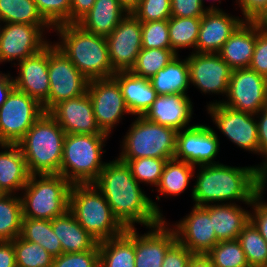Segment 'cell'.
I'll return each instance as SVG.
<instances>
[{"mask_svg":"<svg viewBox=\"0 0 267 267\" xmlns=\"http://www.w3.org/2000/svg\"><path fill=\"white\" fill-rule=\"evenodd\" d=\"M256 44V25L244 21L224 43L219 56L234 70L249 68Z\"/></svg>","mask_w":267,"mask_h":267,"instance_id":"cell-26","label":"cell"},{"mask_svg":"<svg viewBox=\"0 0 267 267\" xmlns=\"http://www.w3.org/2000/svg\"><path fill=\"white\" fill-rule=\"evenodd\" d=\"M12 242L17 267H52L54 257L39 244L19 236Z\"/></svg>","mask_w":267,"mask_h":267,"instance_id":"cell-39","label":"cell"},{"mask_svg":"<svg viewBox=\"0 0 267 267\" xmlns=\"http://www.w3.org/2000/svg\"><path fill=\"white\" fill-rule=\"evenodd\" d=\"M19 237L39 244L54 258L63 253L61 242L53 232L51 220L23 218Z\"/></svg>","mask_w":267,"mask_h":267,"instance_id":"cell-33","label":"cell"},{"mask_svg":"<svg viewBox=\"0 0 267 267\" xmlns=\"http://www.w3.org/2000/svg\"><path fill=\"white\" fill-rule=\"evenodd\" d=\"M42 18L52 27L70 23L71 0H34Z\"/></svg>","mask_w":267,"mask_h":267,"instance_id":"cell-42","label":"cell"},{"mask_svg":"<svg viewBox=\"0 0 267 267\" xmlns=\"http://www.w3.org/2000/svg\"><path fill=\"white\" fill-rule=\"evenodd\" d=\"M206 11L200 0H171V17H202Z\"/></svg>","mask_w":267,"mask_h":267,"instance_id":"cell-48","label":"cell"},{"mask_svg":"<svg viewBox=\"0 0 267 267\" xmlns=\"http://www.w3.org/2000/svg\"><path fill=\"white\" fill-rule=\"evenodd\" d=\"M14 79L10 72L3 73L0 71V106L6 101L7 96L14 88Z\"/></svg>","mask_w":267,"mask_h":267,"instance_id":"cell-54","label":"cell"},{"mask_svg":"<svg viewBox=\"0 0 267 267\" xmlns=\"http://www.w3.org/2000/svg\"><path fill=\"white\" fill-rule=\"evenodd\" d=\"M94 3L95 0H71L70 23H77Z\"/></svg>","mask_w":267,"mask_h":267,"instance_id":"cell-52","label":"cell"},{"mask_svg":"<svg viewBox=\"0 0 267 267\" xmlns=\"http://www.w3.org/2000/svg\"><path fill=\"white\" fill-rule=\"evenodd\" d=\"M0 267H17L12 241H0Z\"/></svg>","mask_w":267,"mask_h":267,"instance_id":"cell-53","label":"cell"},{"mask_svg":"<svg viewBox=\"0 0 267 267\" xmlns=\"http://www.w3.org/2000/svg\"><path fill=\"white\" fill-rule=\"evenodd\" d=\"M52 267H99V246L77 253H62L53 259Z\"/></svg>","mask_w":267,"mask_h":267,"instance_id":"cell-45","label":"cell"},{"mask_svg":"<svg viewBox=\"0 0 267 267\" xmlns=\"http://www.w3.org/2000/svg\"><path fill=\"white\" fill-rule=\"evenodd\" d=\"M107 134H66L60 175L71 184L93 183L104 168Z\"/></svg>","mask_w":267,"mask_h":267,"instance_id":"cell-6","label":"cell"},{"mask_svg":"<svg viewBox=\"0 0 267 267\" xmlns=\"http://www.w3.org/2000/svg\"><path fill=\"white\" fill-rule=\"evenodd\" d=\"M112 77L118 82L131 115L143 116L157 97L150 80L130 71H118Z\"/></svg>","mask_w":267,"mask_h":267,"instance_id":"cell-24","label":"cell"},{"mask_svg":"<svg viewBox=\"0 0 267 267\" xmlns=\"http://www.w3.org/2000/svg\"><path fill=\"white\" fill-rule=\"evenodd\" d=\"M148 229L140 234L135 228V267H162L166 252L177 242L175 232L166 218Z\"/></svg>","mask_w":267,"mask_h":267,"instance_id":"cell-20","label":"cell"},{"mask_svg":"<svg viewBox=\"0 0 267 267\" xmlns=\"http://www.w3.org/2000/svg\"><path fill=\"white\" fill-rule=\"evenodd\" d=\"M249 69L267 78V33L256 27V44Z\"/></svg>","mask_w":267,"mask_h":267,"instance_id":"cell-46","label":"cell"},{"mask_svg":"<svg viewBox=\"0 0 267 267\" xmlns=\"http://www.w3.org/2000/svg\"><path fill=\"white\" fill-rule=\"evenodd\" d=\"M214 267H249L237 239L219 241L207 254Z\"/></svg>","mask_w":267,"mask_h":267,"instance_id":"cell-40","label":"cell"},{"mask_svg":"<svg viewBox=\"0 0 267 267\" xmlns=\"http://www.w3.org/2000/svg\"><path fill=\"white\" fill-rule=\"evenodd\" d=\"M194 255L188 248L176 242L166 252L162 267H189Z\"/></svg>","mask_w":267,"mask_h":267,"instance_id":"cell-49","label":"cell"},{"mask_svg":"<svg viewBox=\"0 0 267 267\" xmlns=\"http://www.w3.org/2000/svg\"><path fill=\"white\" fill-rule=\"evenodd\" d=\"M217 129L240 149L259 155L258 126L254 114L220 104L206 107Z\"/></svg>","mask_w":267,"mask_h":267,"instance_id":"cell-14","label":"cell"},{"mask_svg":"<svg viewBox=\"0 0 267 267\" xmlns=\"http://www.w3.org/2000/svg\"><path fill=\"white\" fill-rule=\"evenodd\" d=\"M200 1L202 2L203 7L206 8L207 10H222L221 8H219V6H216V5H214V4H213V5L211 4V5L205 7V4H204L205 1H204V0H200ZM211 1H212V0H211ZM216 1H218V3L221 4V1H222V0H213L214 3H215Z\"/></svg>","mask_w":267,"mask_h":267,"instance_id":"cell-59","label":"cell"},{"mask_svg":"<svg viewBox=\"0 0 267 267\" xmlns=\"http://www.w3.org/2000/svg\"><path fill=\"white\" fill-rule=\"evenodd\" d=\"M0 187L6 194H16L26 186L30 173L17 144H0Z\"/></svg>","mask_w":267,"mask_h":267,"instance_id":"cell-25","label":"cell"},{"mask_svg":"<svg viewBox=\"0 0 267 267\" xmlns=\"http://www.w3.org/2000/svg\"><path fill=\"white\" fill-rule=\"evenodd\" d=\"M51 224L54 234L61 242L63 253L92 250L98 244L69 210L64 215L53 218Z\"/></svg>","mask_w":267,"mask_h":267,"instance_id":"cell-29","label":"cell"},{"mask_svg":"<svg viewBox=\"0 0 267 267\" xmlns=\"http://www.w3.org/2000/svg\"><path fill=\"white\" fill-rule=\"evenodd\" d=\"M118 1L128 11V13H132V11L139 5L141 0H118Z\"/></svg>","mask_w":267,"mask_h":267,"instance_id":"cell-57","label":"cell"},{"mask_svg":"<svg viewBox=\"0 0 267 267\" xmlns=\"http://www.w3.org/2000/svg\"><path fill=\"white\" fill-rule=\"evenodd\" d=\"M127 14L118 0H95L93 7L77 24L90 33L106 37Z\"/></svg>","mask_w":267,"mask_h":267,"instance_id":"cell-27","label":"cell"},{"mask_svg":"<svg viewBox=\"0 0 267 267\" xmlns=\"http://www.w3.org/2000/svg\"><path fill=\"white\" fill-rule=\"evenodd\" d=\"M49 25L39 14L34 0H0V24Z\"/></svg>","mask_w":267,"mask_h":267,"instance_id":"cell-36","label":"cell"},{"mask_svg":"<svg viewBox=\"0 0 267 267\" xmlns=\"http://www.w3.org/2000/svg\"><path fill=\"white\" fill-rule=\"evenodd\" d=\"M176 56L177 54L172 49H142L130 72L150 79Z\"/></svg>","mask_w":267,"mask_h":267,"instance_id":"cell-38","label":"cell"},{"mask_svg":"<svg viewBox=\"0 0 267 267\" xmlns=\"http://www.w3.org/2000/svg\"><path fill=\"white\" fill-rule=\"evenodd\" d=\"M261 171V187L262 189L267 188V162L266 164L260 169ZM266 187V188H265Z\"/></svg>","mask_w":267,"mask_h":267,"instance_id":"cell-58","label":"cell"},{"mask_svg":"<svg viewBox=\"0 0 267 267\" xmlns=\"http://www.w3.org/2000/svg\"><path fill=\"white\" fill-rule=\"evenodd\" d=\"M209 215L218 241L237 239L250 221V211L239 204H211Z\"/></svg>","mask_w":267,"mask_h":267,"instance_id":"cell-28","label":"cell"},{"mask_svg":"<svg viewBox=\"0 0 267 267\" xmlns=\"http://www.w3.org/2000/svg\"><path fill=\"white\" fill-rule=\"evenodd\" d=\"M226 97L211 101L206 107L222 103L237 111L255 115L267 107V78L249 68L234 69Z\"/></svg>","mask_w":267,"mask_h":267,"instance_id":"cell-12","label":"cell"},{"mask_svg":"<svg viewBox=\"0 0 267 267\" xmlns=\"http://www.w3.org/2000/svg\"><path fill=\"white\" fill-rule=\"evenodd\" d=\"M132 14L140 22L168 20L171 17V0H141Z\"/></svg>","mask_w":267,"mask_h":267,"instance_id":"cell-44","label":"cell"},{"mask_svg":"<svg viewBox=\"0 0 267 267\" xmlns=\"http://www.w3.org/2000/svg\"><path fill=\"white\" fill-rule=\"evenodd\" d=\"M178 131L156 124L143 116H135L122 139L120 160L158 158L171 160L175 156Z\"/></svg>","mask_w":267,"mask_h":267,"instance_id":"cell-8","label":"cell"},{"mask_svg":"<svg viewBox=\"0 0 267 267\" xmlns=\"http://www.w3.org/2000/svg\"><path fill=\"white\" fill-rule=\"evenodd\" d=\"M264 192L262 189L253 199L250 210V221L261 233L263 239L267 242V202L264 201Z\"/></svg>","mask_w":267,"mask_h":267,"instance_id":"cell-47","label":"cell"},{"mask_svg":"<svg viewBox=\"0 0 267 267\" xmlns=\"http://www.w3.org/2000/svg\"><path fill=\"white\" fill-rule=\"evenodd\" d=\"M243 22V18L223 10H207L201 17L196 53H218Z\"/></svg>","mask_w":267,"mask_h":267,"instance_id":"cell-22","label":"cell"},{"mask_svg":"<svg viewBox=\"0 0 267 267\" xmlns=\"http://www.w3.org/2000/svg\"><path fill=\"white\" fill-rule=\"evenodd\" d=\"M43 113L36 99L14 87L0 106V144H17Z\"/></svg>","mask_w":267,"mask_h":267,"instance_id":"cell-10","label":"cell"},{"mask_svg":"<svg viewBox=\"0 0 267 267\" xmlns=\"http://www.w3.org/2000/svg\"><path fill=\"white\" fill-rule=\"evenodd\" d=\"M190 84L203 94L222 95L226 98L233 69L218 53H189Z\"/></svg>","mask_w":267,"mask_h":267,"instance_id":"cell-15","label":"cell"},{"mask_svg":"<svg viewBox=\"0 0 267 267\" xmlns=\"http://www.w3.org/2000/svg\"><path fill=\"white\" fill-rule=\"evenodd\" d=\"M48 114L66 134H105L98 127L87 92L76 98L60 101Z\"/></svg>","mask_w":267,"mask_h":267,"instance_id":"cell-19","label":"cell"},{"mask_svg":"<svg viewBox=\"0 0 267 267\" xmlns=\"http://www.w3.org/2000/svg\"><path fill=\"white\" fill-rule=\"evenodd\" d=\"M53 31L60 40L53 43L87 79L110 78L116 73L104 36L90 33L77 23L62 24Z\"/></svg>","mask_w":267,"mask_h":267,"instance_id":"cell-3","label":"cell"},{"mask_svg":"<svg viewBox=\"0 0 267 267\" xmlns=\"http://www.w3.org/2000/svg\"><path fill=\"white\" fill-rule=\"evenodd\" d=\"M237 240L249 267H262L267 264V242L251 221L244 226Z\"/></svg>","mask_w":267,"mask_h":267,"instance_id":"cell-37","label":"cell"},{"mask_svg":"<svg viewBox=\"0 0 267 267\" xmlns=\"http://www.w3.org/2000/svg\"><path fill=\"white\" fill-rule=\"evenodd\" d=\"M18 75L13 77L14 86L36 99L41 105L49 98L48 45L40 52L15 63Z\"/></svg>","mask_w":267,"mask_h":267,"instance_id":"cell-21","label":"cell"},{"mask_svg":"<svg viewBox=\"0 0 267 267\" xmlns=\"http://www.w3.org/2000/svg\"><path fill=\"white\" fill-rule=\"evenodd\" d=\"M235 2L239 5L244 21H253L267 6V0H236Z\"/></svg>","mask_w":267,"mask_h":267,"instance_id":"cell-51","label":"cell"},{"mask_svg":"<svg viewBox=\"0 0 267 267\" xmlns=\"http://www.w3.org/2000/svg\"><path fill=\"white\" fill-rule=\"evenodd\" d=\"M142 49H171L168 20L141 22Z\"/></svg>","mask_w":267,"mask_h":267,"instance_id":"cell-43","label":"cell"},{"mask_svg":"<svg viewBox=\"0 0 267 267\" xmlns=\"http://www.w3.org/2000/svg\"><path fill=\"white\" fill-rule=\"evenodd\" d=\"M177 55L163 69L149 80L157 95L185 94L190 86L189 67L187 58Z\"/></svg>","mask_w":267,"mask_h":267,"instance_id":"cell-31","label":"cell"},{"mask_svg":"<svg viewBox=\"0 0 267 267\" xmlns=\"http://www.w3.org/2000/svg\"><path fill=\"white\" fill-rule=\"evenodd\" d=\"M252 22L256 25L259 31L267 33V6L256 16Z\"/></svg>","mask_w":267,"mask_h":267,"instance_id":"cell-55","label":"cell"},{"mask_svg":"<svg viewBox=\"0 0 267 267\" xmlns=\"http://www.w3.org/2000/svg\"><path fill=\"white\" fill-rule=\"evenodd\" d=\"M72 184L60 174L30 175L20 195L23 218L52 220L69 210Z\"/></svg>","mask_w":267,"mask_h":267,"instance_id":"cell-7","label":"cell"},{"mask_svg":"<svg viewBox=\"0 0 267 267\" xmlns=\"http://www.w3.org/2000/svg\"><path fill=\"white\" fill-rule=\"evenodd\" d=\"M141 22L128 13L106 36L111 67L115 72L130 71L142 50Z\"/></svg>","mask_w":267,"mask_h":267,"instance_id":"cell-17","label":"cell"},{"mask_svg":"<svg viewBox=\"0 0 267 267\" xmlns=\"http://www.w3.org/2000/svg\"><path fill=\"white\" fill-rule=\"evenodd\" d=\"M189 267H214L211 260L206 255H194Z\"/></svg>","mask_w":267,"mask_h":267,"instance_id":"cell-56","label":"cell"},{"mask_svg":"<svg viewBox=\"0 0 267 267\" xmlns=\"http://www.w3.org/2000/svg\"><path fill=\"white\" fill-rule=\"evenodd\" d=\"M190 99L185 94L157 95L143 117L177 131L190 128L195 125L189 124L193 118V103Z\"/></svg>","mask_w":267,"mask_h":267,"instance_id":"cell-23","label":"cell"},{"mask_svg":"<svg viewBox=\"0 0 267 267\" xmlns=\"http://www.w3.org/2000/svg\"><path fill=\"white\" fill-rule=\"evenodd\" d=\"M45 30L51 32L53 28L50 25L0 24V63L13 62L15 65L16 61L40 52L51 42L46 38Z\"/></svg>","mask_w":267,"mask_h":267,"instance_id":"cell-11","label":"cell"},{"mask_svg":"<svg viewBox=\"0 0 267 267\" xmlns=\"http://www.w3.org/2000/svg\"><path fill=\"white\" fill-rule=\"evenodd\" d=\"M87 93L93 104L98 127L110 136L124 115L131 114L118 82L113 77L89 80Z\"/></svg>","mask_w":267,"mask_h":267,"instance_id":"cell-13","label":"cell"},{"mask_svg":"<svg viewBox=\"0 0 267 267\" xmlns=\"http://www.w3.org/2000/svg\"><path fill=\"white\" fill-rule=\"evenodd\" d=\"M196 168V181L191 190L194 205L236 204L237 201L251 207L254 197L262 190L261 171L256 165L237 167L220 162Z\"/></svg>","mask_w":267,"mask_h":267,"instance_id":"cell-2","label":"cell"},{"mask_svg":"<svg viewBox=\"0 0 267 267\" xmlns=\"http://www.w3.org/2000/svg\"><path fill=\"white\" fill-rule=\"evenodd\" d=\"M93 184L103 194L113 215L125 229L135 228L136 223L148 229L164 220L160 206L141 189L127 163L117 157L106 162Z\"/></svg>","mask_w":267,"mask_h":267,"instance_id":"cell-1","label":"cell"},{"mask_svg":"<svg viewBox=\"0 0 267 267\" xmlns=\"http://www.w3.org/2000/svg\"><path fill=\"white\" fill-rule=\"evenodd\" d=\"M69 211L98 243L117 237L125 231L103 194L93 183L72 184Z\"/></svg>","mask_w":267,"mask_h":267,"instance_id":"cell-5","label":"cell"},{"mask_svg":"<svg viewBox=\"0 0 267 267\" xmlns=\"http://www.w3.org/2000/svg\"><path fill=\"white\" fill-rule=\"evenodd\" d=\"M48 77L50 93L49 98L42 104L44 112H48L60 101L76 98L87 92L89 79L53 42L48 44Z\"/></svg>","mask_w":267,"mask_h":267,"instance_id":"cell-9","label":"cell"},{"mask_svg":"<svg viewBox=\"0 0 267 267\" xmlns=\"http://www.w3.org/2000/svg\"><path fill=\"white\" fill-rule=\"evenodd\" d=\"M258 126L259 155L264 157L262 163L257 165L260 169L267 162V107L255 114Z\"/></svg>","mask_w":267,"mask_h":267,"instance_id":"cell-50","label":"cell"},{"mask_svg":"<svg viewBox=\"0 0 267 267\" xmlns=\"http://www.w3.org/2000/svg\"><path fill=\"white\" fill-rule=\"evenodd\" d=\"M6 193L3 191V189L0 187V198L3 197Z\"/></svg>","mask_w":267,"mask_h":267,"instance_id":"cell-60","label":"cell"},{"mask_svg":"<svg viewBox=\"0 0 267 267\" xmlns=\"http://www.w3.org/2000/svg\"><path fill=\"white\" fill-rule=\"evenodd\" d=\"M23 220L20 195L0 198V241H12L20 235Z\"/></svg>","mask_w":267,"mask_h":267,"instance_id":"cell-34","label":"cell"},{"mask_svg":"<svg viewBox=\"0 0 267 267\" xmlns=\"http://www.w3.org/2000/svg\"><path fill=\"white\" fill-rule=\"evenodd\" d=\"M196 167L190 163L176 159L167 160L156 190L160 195L179 196L188 189L190 180L194 178Z\"/></svg>","mask_w":267,"mask_h":267,"instance_id":"cell-32","label":"cell"},{"mask_svg":"<svg viewBox=\"0 0 267 267\" xmlns=\"http://www.w3.org/2000/svg\"><path fill=\"white\" fill-rule=\"evenodd\" d=\"M219 136L209 125L195 124L177 133L174 159L193 166L219 163L215 161L220 151Z\"/></svg>","mask_w":267,"mask_h":267,"instance_id":"cell-16","label":"cell"},{"mask_svg":"<svg viewBox=\"0 0 267 267\" xmlns=\"http://www.w3.org/2000/svg\"><path fill=\"white\" fill-rule=\"evenodd\" d=\"M66 133L44 112L17 143L33 174H60L62 151Z\"/></svg>","mask_w":267,"mask_h":267,"instance_id":"cell-4","label":"cell"},{"mask_svg":"<svg viewBox=\"0 0 267 267\" xmlns=\"http://www.w3.org/2000/svg\"><path fill=\"white\" fill-rule=\"evenodd\" d=\"M180 221L172 224L176 241L195 255L207 254L219 241L209 215V205H193Z\"/></svg>","mask_w":267,"mask_h":267,"instance_id":"cell-18","label":"cell"},{"mask_svg":"<svg viewBox=\"0 0 267 267\" xmlns=\"http://www.w3.org/2000/svg\"><path fill=\"white\" fill-rule=\"evenodd\" d=\"M168 159L158 158H137L132 160H121L130 167L131 173L139 183H144L150 186H157L164 166Z\"/></svg>","mask_w":267,"mask_h":267,"instance_id":"cell-41","label":"cell"},{"mask_svg":"<svg viewBox=\"0 0 267 267\" xmlns=\"http://www.w3.org/2000/svg\"><path fill=\"white\" fill-rule=\"evenodd\" d=\"M99 267H135V228L99 242Z\"/></svg>","mask_w":267,"mask_h":267,"instance_id":"cell-30","label":"cell"},{"mask_svg":"<svg viewBox=\"0 0 267 267\" xmlns=\"http://www.w3.org/2000/svg\"><path fill=\"white\" fill-rule=\"evenodd\" d=\"M201 23V17L183 18L170 17L168 30L171 49L177 54L180 49L192 48L196 52V44Z\"/></svg>","mask_w":267,"mask_h":267,"instance_id":"cell-35","label":"cell"}]
</instances>
